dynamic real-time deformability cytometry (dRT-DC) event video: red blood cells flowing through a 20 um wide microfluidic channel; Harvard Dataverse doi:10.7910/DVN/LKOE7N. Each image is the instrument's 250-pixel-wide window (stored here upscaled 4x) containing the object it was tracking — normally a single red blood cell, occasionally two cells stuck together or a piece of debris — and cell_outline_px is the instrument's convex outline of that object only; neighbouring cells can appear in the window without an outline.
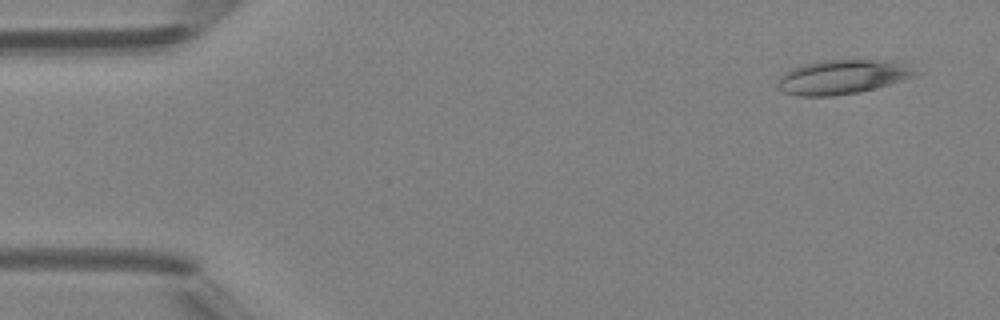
{"species": "Egyptian fruit bat (a non-hibernating species)", "species_latin": "Rousettus aegyptiacus", "temperature_condition": "room temperature", "stored_images_in_passage": 4, "camera_frame_rate_fps": 3000, "um_per_image_px": 0.085, "animal": {"sex": "female"}, "frame": {"image": 1, "passage_image": 1, "time_ms": 0.0, "image_size_px": [1000, 320], "cell_outline_px": [[924, 72], [888, 84], [860, 92], [832, 96], [800, 96], [784, 92], [776, 88], [776, 80], [784, 72], [804, 64], [824, 60], [880, 60], [912, 64]], "centroid_in_image_um": [71.62, 6.53], "position_along_channel_um": 13.4, "area_um2": 27.69}}
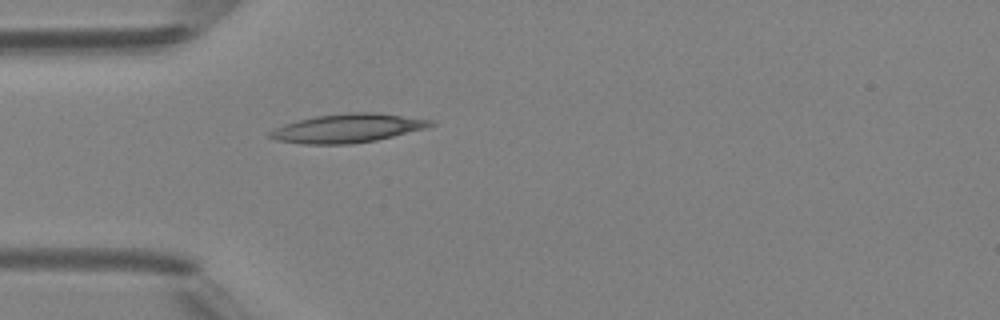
{"frame": {"image": 2, "passage_image": 4, "time_ms": 3.667, "image_size_px": [1000, 320], "cell_outline_px": [[436, 124], [424, 128], [376, 140], [352, 144], [304, 144], [276, 140], [268, 136], [268, 132], [284, 124], [296, 120], [316, 116], [348, 112], [376, 112], [432, 120]], "centroid_in_image_um": [29.51, 10.89], "position_along_channel_um": 55.5, "area_um2": 26.76}}